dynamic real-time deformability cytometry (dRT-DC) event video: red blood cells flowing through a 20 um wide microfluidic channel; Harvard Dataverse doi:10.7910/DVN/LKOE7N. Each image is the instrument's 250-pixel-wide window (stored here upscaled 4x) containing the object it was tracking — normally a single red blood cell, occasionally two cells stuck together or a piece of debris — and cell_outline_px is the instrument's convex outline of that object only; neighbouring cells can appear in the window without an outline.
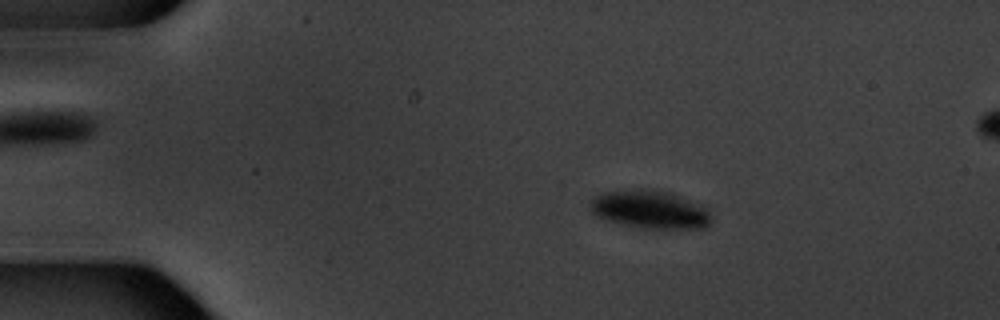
{"species": "common noctule bat (a hibernating species)", "species_latin": "Nyctalus noctula", "temperature_condition": "warm", "stored_images_in_passage": 5, "segment_of_instrument_passage": [1, 2], "camera_frame_rate_fps": 3000, "um_per_image_px": 0.085, "animal": {"sex": "male", "body_mass_g": 20.1, "forearm_length_mm": 53.5}, "frame": {"image": 1, "passage_image": 2, "time_ms": 2.0, "image_size_px": [1000, 320], "cell_outline_px": [[712, 220], [708, 228], [640, 228], [608, 220], [596, 216], [588, 208], [588, 204], [592, 196], [600, 192], [640, 188], [656, 188], [672, 192], [704, 204], [712, 216]], "centroid_in_image_um": [55.27, 17.77], "position_along_channel_um": 29.7, "area_um2": 27.92}}